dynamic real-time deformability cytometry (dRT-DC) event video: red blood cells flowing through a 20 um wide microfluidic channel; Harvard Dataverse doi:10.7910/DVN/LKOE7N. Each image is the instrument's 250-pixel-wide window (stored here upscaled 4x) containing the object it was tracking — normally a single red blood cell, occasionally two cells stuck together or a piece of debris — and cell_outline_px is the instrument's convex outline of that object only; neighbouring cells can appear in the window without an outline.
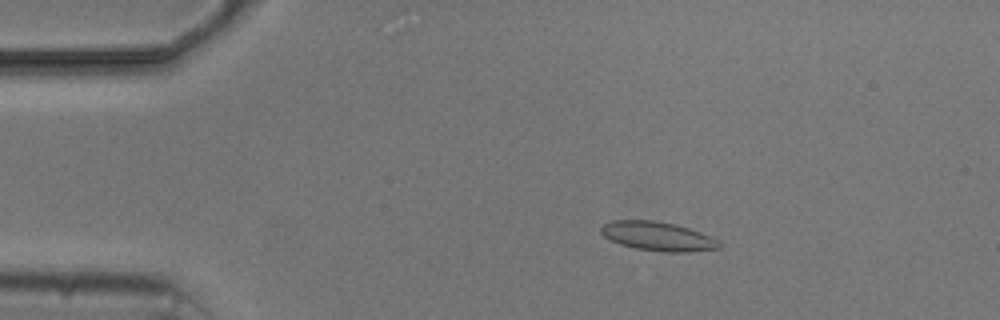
{"species": "common noctule bat (a hibernating species)", "species_latin": "Nyctalus noctula", "temperature_condition": "cold", "stored_images_in_passage": 4, "camera_frame_rate_fps": 3000, "um_per_image_px": 0.085, "animal": {"sex": "male", "body_mass_g": 20.5, "forearm_length_mm": 52.5}, "frame": {"image": 1, "passage_image": 2, "time_ms": 1.0, "image_size_px": [1000, 320], "cell_outline_px": [[720, 248], [688, 252], [660, 252], [636, 248], [620, 244], [604, 236], [600, 232], [600, 228], [604, 224], [612, 220], [652, 220], [676, 224], [712, 236], [720, 240]], "centroid_in_image_um": [55.93, 20.08], "position_along_channel_um": 29.1, "area_um2": 20.06}}